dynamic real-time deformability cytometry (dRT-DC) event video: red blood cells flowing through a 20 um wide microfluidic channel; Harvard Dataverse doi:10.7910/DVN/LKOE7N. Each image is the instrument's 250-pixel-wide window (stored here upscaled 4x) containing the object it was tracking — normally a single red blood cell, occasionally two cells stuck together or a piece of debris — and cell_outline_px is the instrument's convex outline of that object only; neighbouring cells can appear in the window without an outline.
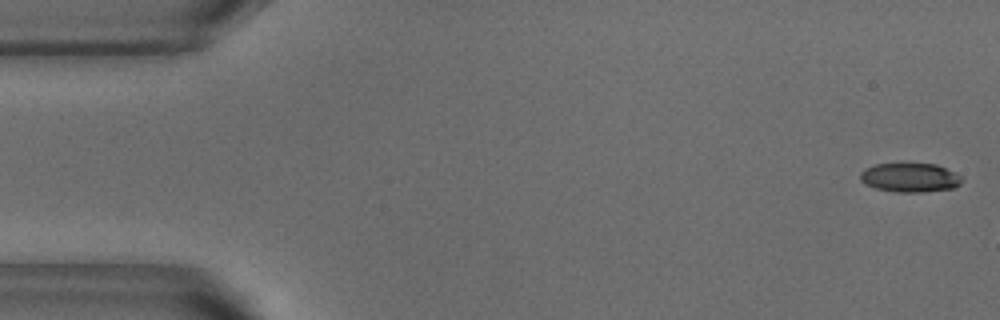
{"species": "common noctule bat (a hibernating species)", "species_latin": "Nyctalus noctula", "temperature_condition": "warm", "stored_images_in_passage": 7, "camera_frame_rate_fps": 3000, "um_per_image_px": 0.085, "animal": {"sex": "male", "body_mass_g": 18.8}, "frame": {"image": 1, "passage_image": 1, "time_ms": 0.0, "image_size_px": [1000, 320], "cell_outline_px": [[964, 180], [960, 184], [952, 188], [924, 192], [896, 192], [876, 188], [864, 184], [860, 180], [860, 172], [864, 168], [876, 164], [936, 164], [956, 172]], "centroid_in_image_um": [77.34, 15.09], "position_along_channel_um": 7.7, "area_um2": 17.28}}